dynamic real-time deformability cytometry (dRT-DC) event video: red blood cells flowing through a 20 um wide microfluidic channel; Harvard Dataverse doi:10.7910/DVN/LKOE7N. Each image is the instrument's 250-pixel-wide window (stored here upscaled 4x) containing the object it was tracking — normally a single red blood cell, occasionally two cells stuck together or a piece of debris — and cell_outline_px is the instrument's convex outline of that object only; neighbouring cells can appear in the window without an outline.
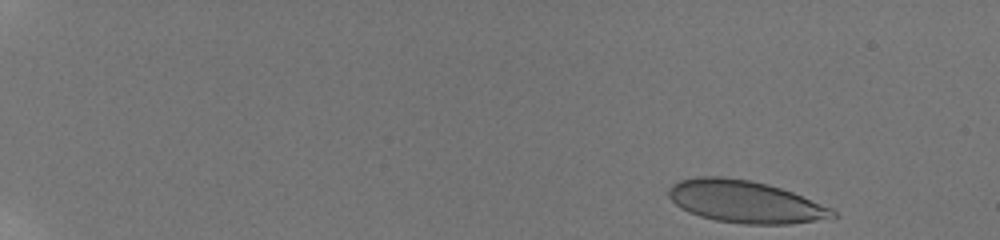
{"species": "human", "species_latin": "Homo sapiens", "temperature_condition": "room temperature", "stored_images_in_passage": 14, "camera_frame_rate_fps": 3000, "um_per_image_px": 0.085, "donor": {"sex": "male"}, "frame": {"image": 1, "passage_image": 1, "time_ms": 0.0, "image_size_px": [1000, 240], "cell_outline_px": [[836, 216], [792, 224], [744, 224], [716, 220], [700, 216], [688, 212], [680, 208], [668, 196], [668, 188], [672, 184], [680, 180], [700, 176], [724, 176], [752, 180], [768, 184], [792, 192], [832, 208], [836, 212]], "centroid_in_image_um": [63.29, 17.13], "position_along_channel_um": 21.7, "area_um2": 40.29}}
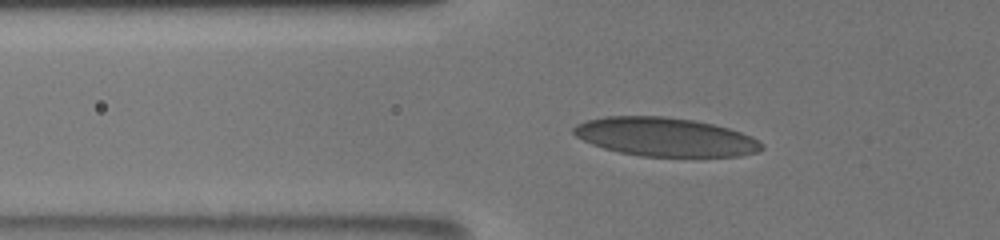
{"frame": {"image": 2, "passage_image": 11, "time_ms": 5.333, "image_size_px": [1000, 240], "cell_outline_px": [[764, 148], [756, 152], [740, 156], [640, 156], [620, 152], [604, 148], [592, 144], [576, 136], [572, 132], [572, 128], [576, 124], [588, 120], [604, 116], [664, 116], [696, 120], [728, 128], [752, 136], [760, 140], [764, 144]], "centroid_in_image_um": [56.55, 11.63], "position_along_channel_um": 69.2, "area_um2": 42.43}}